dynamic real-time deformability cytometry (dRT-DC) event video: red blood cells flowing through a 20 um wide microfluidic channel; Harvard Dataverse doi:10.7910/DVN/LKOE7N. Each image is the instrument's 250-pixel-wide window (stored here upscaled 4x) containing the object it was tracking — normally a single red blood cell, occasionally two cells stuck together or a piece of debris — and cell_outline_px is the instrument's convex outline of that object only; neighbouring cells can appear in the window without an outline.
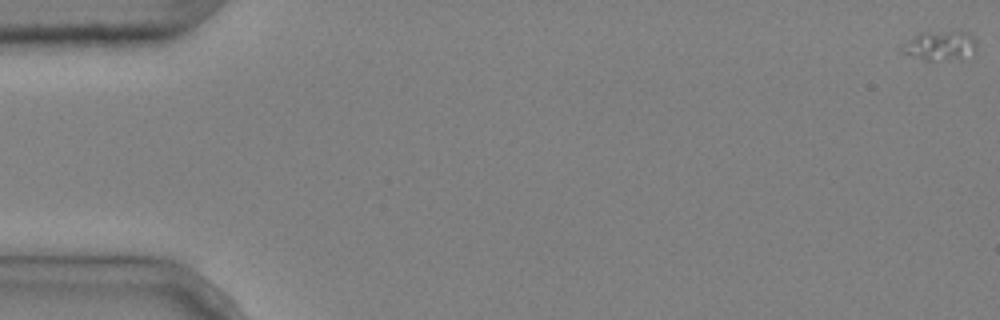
{"species": "common noctule bat (a hibernating species)", "species_latin": "Nyctalus noctula", "temperature_condition": "cold", "stored_images_in_passage": 8, "camera_frame_rate_fps": 3000, "um_per_image_px": 0.085, "animal": {"sex": "male", "body_mass_g": 20.4}, "frame": {"image": 1, "passage_image": 1, "time_ms": 0.0, "image_size_px": [1000, 320], "cell_outline_px": [[976, 48], [956, 56], [932, 60], [924, 60], [900, 52], [908, 40], [920, 32], [968, 32], [976, 40]], "centroid_in_image_um": [79.82, 3.83], "position_along_channel_um": 5.2, "area_um2": 11.79}}
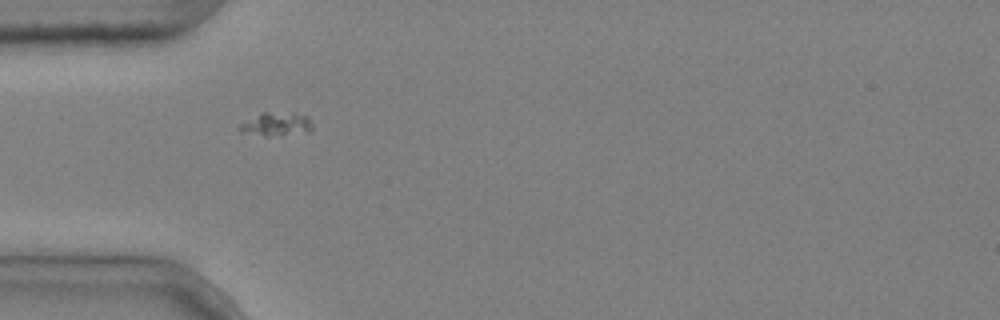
{"frame": {"image": 2, "passage_image": 6, "time_ms": 1.667, "image_size_px": [1000, 320], "cell_outline_px": [[312, 132], [280, 136], [264, 136], [240, 132], [236, 128], [240, 124], [260, 112], [292, 112], [308, 116], [312, 120]], "centroid_in_image_um": [23.52, 10.56], "position_along_channel_um": 61.5, "area_um2": 10.52}}